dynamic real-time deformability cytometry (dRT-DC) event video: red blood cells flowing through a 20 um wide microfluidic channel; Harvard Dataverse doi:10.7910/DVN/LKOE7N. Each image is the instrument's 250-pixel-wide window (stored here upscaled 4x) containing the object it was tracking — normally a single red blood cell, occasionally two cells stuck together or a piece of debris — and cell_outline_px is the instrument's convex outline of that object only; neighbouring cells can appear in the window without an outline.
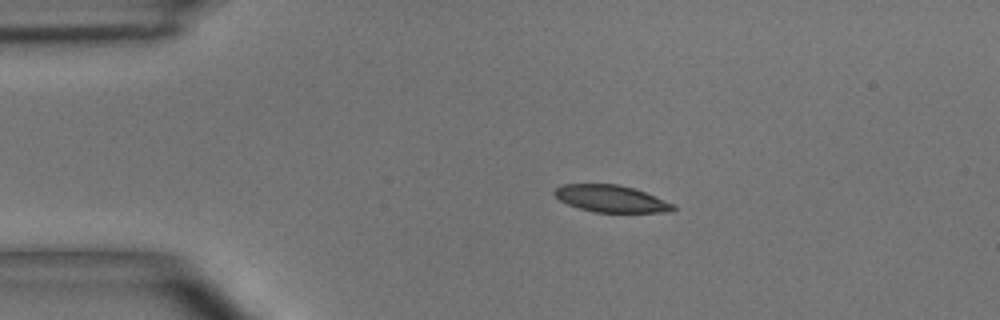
{"species": "common noctule bat (a hibernating species)", "species_latin": "Nyctalus noctula", "temperature_condition": "room temperature", "stored_images_in_passage": 3, "camera_frame_rate_fps": 3000, "um_per_image_px": 0.085, "animal": {"sex": "male", "body_mass_g": 15.6}, "frame": {"image": 1, "passage_image": 2, "time_ms": 1.333, "image_size_px": [1000, 320], "cell_outline_px": [[676, 208], [672, 212], [596, 212], [580, 208], [568, 204], [560, 200], [552, 192], [556, 188], [564, 184], [616, 184], [632, 188], [644, 192], [676, 204]], "centroid_in_image_um": [51.97, 16.89], "position_along_channel_um": 33.0, "area_um2": 18.5}}